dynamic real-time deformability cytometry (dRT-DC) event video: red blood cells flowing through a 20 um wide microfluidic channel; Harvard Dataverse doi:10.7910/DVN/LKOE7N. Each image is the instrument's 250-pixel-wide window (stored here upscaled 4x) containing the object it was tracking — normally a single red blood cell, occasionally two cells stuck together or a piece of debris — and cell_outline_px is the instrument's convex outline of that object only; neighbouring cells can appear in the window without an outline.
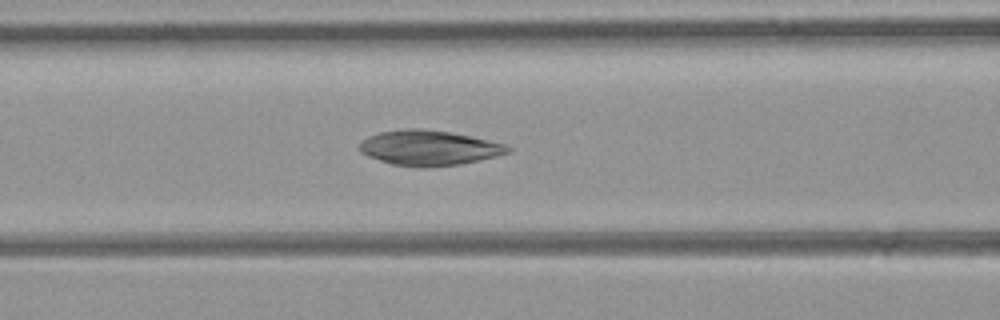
{"species": "common noctule bat (a hibernating species)", "species_latin": "Nyctalus noctula", "temperature_condition": "room temperature", "stored_images_in_passage": 34, "camera_frame_rate_fps": 3000, "um_per_image_px": 0.085, "animal": {"sex": "female", "body_mass_g": 21.9}, "frame": {"image": 1, "passage_image": 15, "time_ms": 4.667, "image_size_px": [1000, 320], "cell_outline_px": [[512, 152], [480, 160], [460, 164], [420, 168], [392, 164], [368, 156], [360, 152], [360, 144], [368, 136], [380, 132], [404, 128], [420, 128], [448, 132], [468, 136], [504, 144], [512, 148]], "centroid_in_image_um": [36.46, 12.57], "position_along_channel_um": 130.1, "area_um2": 30.11}}
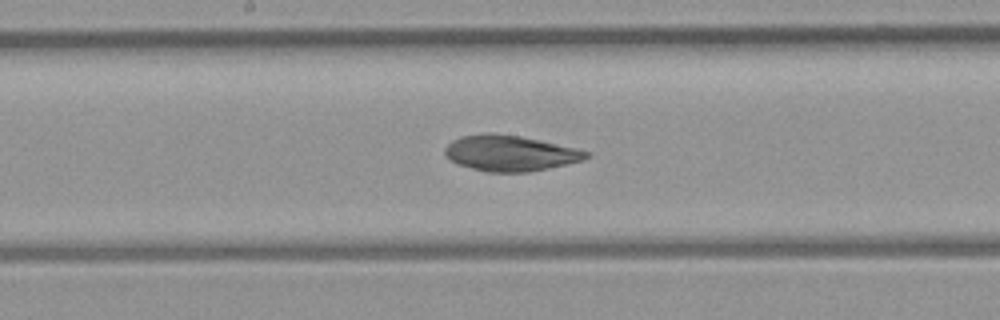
{"frame": {"image": 2, "passage_image": 20, "time_ms": 6.333, "image_size_px": [1000, 320], "cell_outline_px": [[592, 156], [584, 160], [568, 164], [528, 172], [488, 172], [456, 164], [444, 152], [444, 148], [452, 140], [460, 136], [488, 132], [520, 136], [540, 140], [576, 148], [592, 152]], "centroid_in_image_um": [43.39, 13.01], "position_along_channel_um": 204.8, "area_um2": 29.54}}
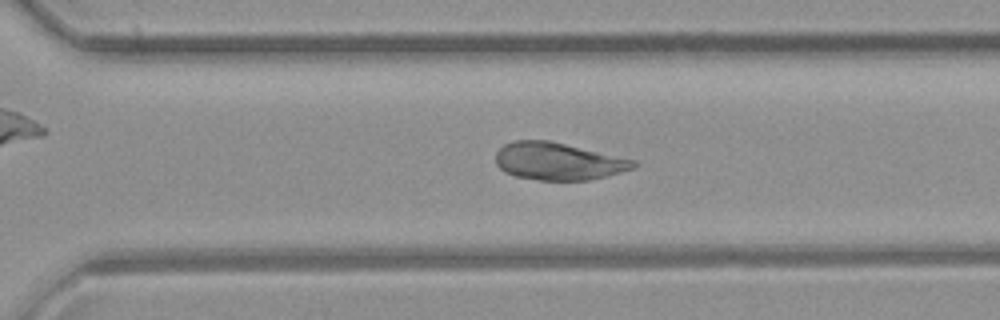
{"frame": {"image": 3, "passage_image": 28, "time_ms": 9.0, "image_size_px": [1000, 320], "cell_outline_px": [[636, 164], [632, 168], [620, 172], [588, 180], [540, 180], [516, 176], [504, 172], [496, 164], [496, 152], [504, 144], [516, 140], [548, 140], [636, 160]], "centroid_in_image_um": [47.4, 13.7], "position_along_channel_um": 323.2, "area_um2": 29.71}}